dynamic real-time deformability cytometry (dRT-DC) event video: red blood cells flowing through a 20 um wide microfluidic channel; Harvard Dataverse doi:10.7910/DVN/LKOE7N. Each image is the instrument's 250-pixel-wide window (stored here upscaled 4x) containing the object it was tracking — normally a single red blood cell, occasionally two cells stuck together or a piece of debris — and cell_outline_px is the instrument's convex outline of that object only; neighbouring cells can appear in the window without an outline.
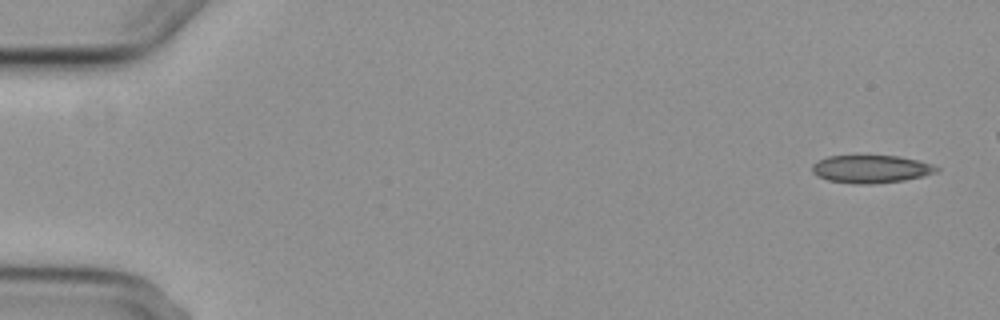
{"species": "common noctule bat (a hibernating species)", "species_latin": "Nyctalus noctula", "temperature_condition": "cold", "stored_images_in_passage": 5, "camera_frame_rate_fps": 3000, "um_per_image_px": 0.085, "animal": {"sex": "female", "body_mass_g": 29.2, "forearm_length_mm": 56.3}, "frame": {"image": 1, "passage_image": 1, "time_ms": 0.0, "image_size_px": [1000, 320], "cell_outline_px": [[940, 168], [936, 172], [924, 176], [904, 180], [872, 184], [856, 184], [828, 180], [816, 176], [812, 172], [812, 164], [828, 156], [900, 156], [932, 164]], "centroid_in_image_um": [74.03, 14.37], "position_along_channel_um": 11.0, "area_um2": 20.11}}